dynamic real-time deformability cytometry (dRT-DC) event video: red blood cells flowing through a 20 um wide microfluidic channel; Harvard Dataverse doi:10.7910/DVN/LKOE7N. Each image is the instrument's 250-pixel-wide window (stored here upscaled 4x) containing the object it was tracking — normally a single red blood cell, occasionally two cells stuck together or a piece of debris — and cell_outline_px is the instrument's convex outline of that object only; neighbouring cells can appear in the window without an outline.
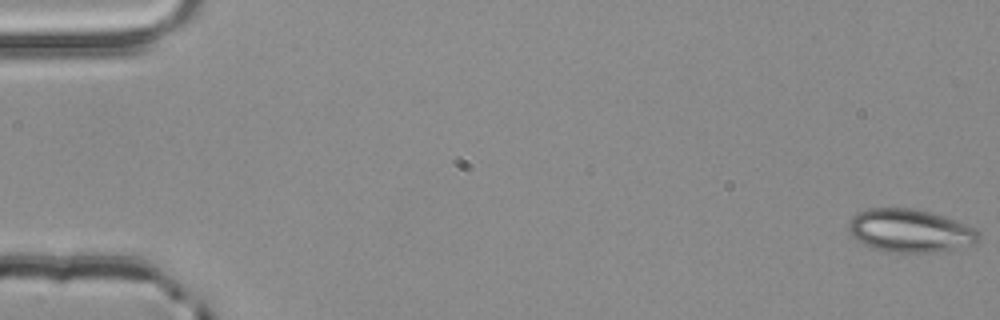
{"species": "common noctule bat (a hibernating species)", "species_latin": "Nyctalus noctula", "temperature_condition": "room temperature", "stored_images_in_passage": 55, "camera_frame_rate_fps": 3000, "um_per_image_px": 0.085, "animal": {"sex": "male", "body_mass_g": 20.4}, "frame": {"image": 1, "passage_image": 1, "time_ms": 0.0, "image_size_px": [1000, 320], "cell_outline_px": [[980, 240], [976, 244], [916, 256], [884, 252], [872, 248], [856, 240], [848, 232], [848, 220], [856, 212], [868, 208], [912, 208], [932, 212], [964, 224], [980, 232]], "centroid_in_image_um": [77.31, 19.65], "position_along_channel_um": 7.7, "area_um2": 33.7}}
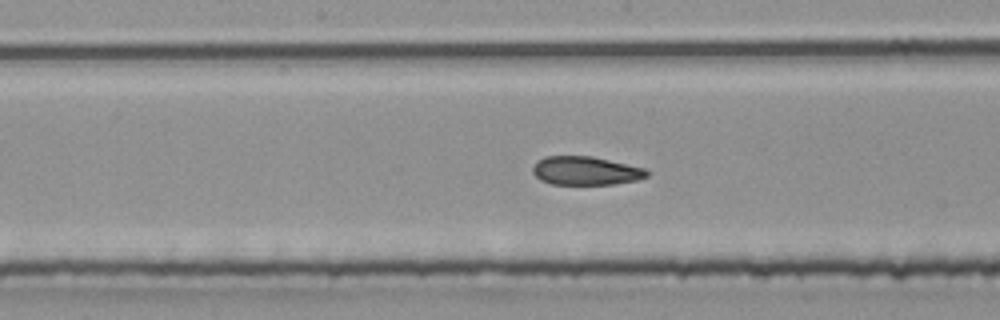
{"frame": {"image": 2, "passage_image": 29, "time_ms": 9.333, "image_size_px": [1000, 320], "cell_outline_px": [[648, 176], [636, 180], [612, 184], [552, 184], [540, 180], [532, 172], [532, 168], [536, 160], [544, 156], [592, 156], [644, 168], [648, 172]], "centroid_in_image_um": [49.73, 14.51], "position_along_channel_um": 198.5, "area_um2": 18.96}}
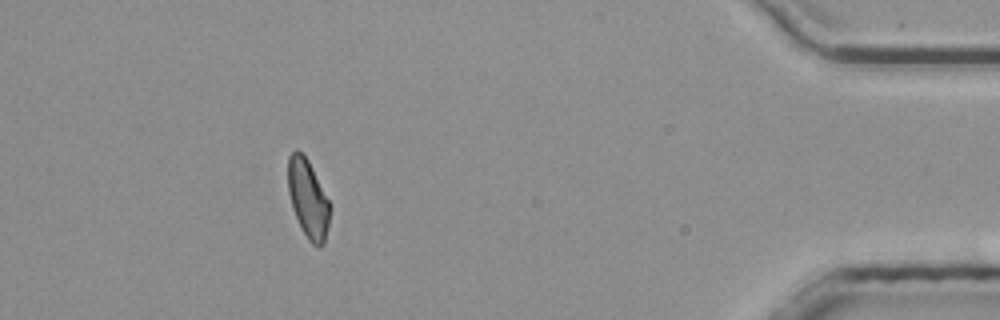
{"frame": {"image": 3, "passage_image": 50, "time_ms": 16.333, "image_size_px": [1000, 320], "cell_outline_px": [[328, 228], [324, 244], [320, 248], [316, 248], [308, 240], [292, 208], [288, 192], [288, 156], [296, 148], [308, 160], [328, 200]], "centroid_in_image_um": [26.16, 16.91], "position_along_channel_um": 409.0, "area_um2": 18.73}, "authors_computed_cell_mechanics": {"area_um2": 19.9988, "velocity_mm_per_s": 3.8397, "shape_relaxation_time_tau1_ms": 9.1356, "shape_relaxation_time_tau2_ms": 2.8455, "deformation_change_tau1": 0.1765, "deformation_change_tau2": 0.068}}